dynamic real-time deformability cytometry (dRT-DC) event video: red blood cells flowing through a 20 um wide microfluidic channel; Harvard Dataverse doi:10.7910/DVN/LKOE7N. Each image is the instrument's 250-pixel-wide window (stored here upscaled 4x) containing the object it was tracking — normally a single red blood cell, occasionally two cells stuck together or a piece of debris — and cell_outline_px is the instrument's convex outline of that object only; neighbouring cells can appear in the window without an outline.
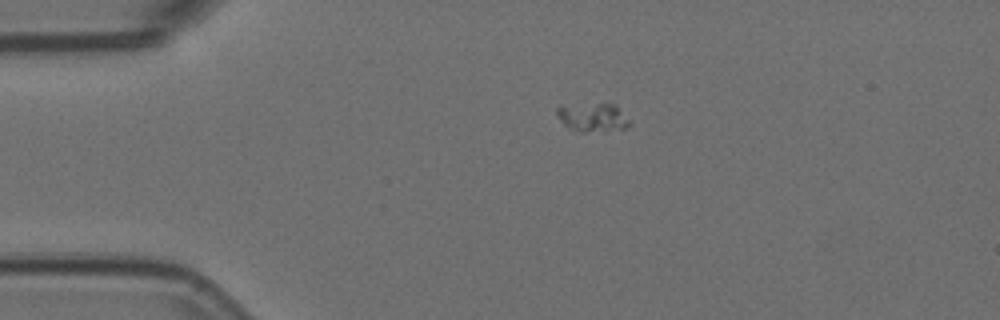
{"species": "Egyptian fruit bat (a non-hibernating species)", "species_latin": "Rousettus aegyptiacus", "temperature_condition": "room temperature", "stored_images_in_passage": 46, "camera_frame_rate_fps": 3000, "um_per_image_px": 0.085, "animal": {"sex": "female"}, "frame": {"image": 1, "passage_image": 1, "time_ms": 0.0, "image_size_px": [1000, 320], "cell_outline_px": [[628, 124], [624, 128], [584, 132], [576, 132], [568, 128], [556, 116], [556, 108], [596, 104], [616, 104], [628, 120]], "centroid_in_image_um": [50.35, 10.0], "position_along_channel_um": 34.7, "area_um2": 11.56}}
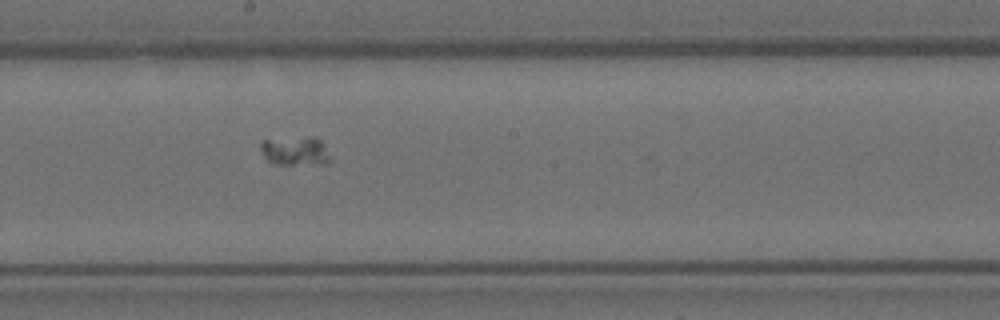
{"frame": {"image": 2, "passage_image": 20, "time_ms": 6.333, "image_size_px": [1000, 320], "cell_outline_px": [[328, 160], [292, 164], [280, 164], [268, 160], [264, 156], [260, 148], [260, 144], [264, 140], [308, 136], [316, 136], [320, 140]], "centroid_in_image_um": [24.97, 12.77], "position_along_channel_um": 223.2, "area_um2": 10.87}}
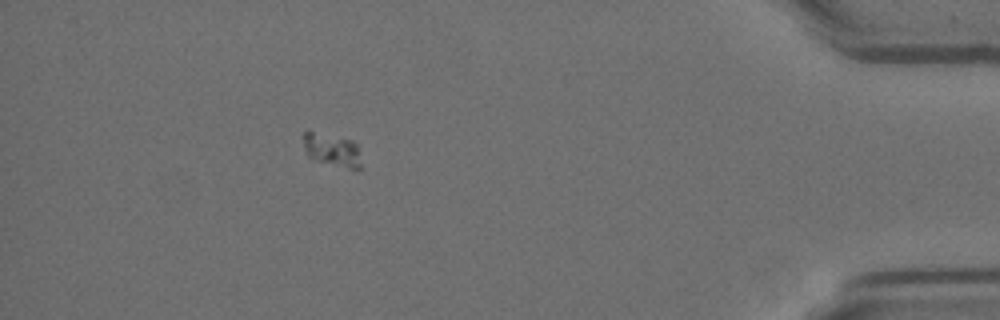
{"frame": {"image": 3, "passage_image": 40, "time_ms": 13.0, "image_size_px": [1000, 320], "cell_outline_px": [[360, 168], [356, 172], [316, 160], [308, 156], [304, 148], [300, 136], [304, 132], [312, 132], [352, 140], [356, 144], [360, 164]], "centroid_in_image_um": [28.2, 12.78], "position_along_channel_um": 407.0, "area_um2": 11.16}}